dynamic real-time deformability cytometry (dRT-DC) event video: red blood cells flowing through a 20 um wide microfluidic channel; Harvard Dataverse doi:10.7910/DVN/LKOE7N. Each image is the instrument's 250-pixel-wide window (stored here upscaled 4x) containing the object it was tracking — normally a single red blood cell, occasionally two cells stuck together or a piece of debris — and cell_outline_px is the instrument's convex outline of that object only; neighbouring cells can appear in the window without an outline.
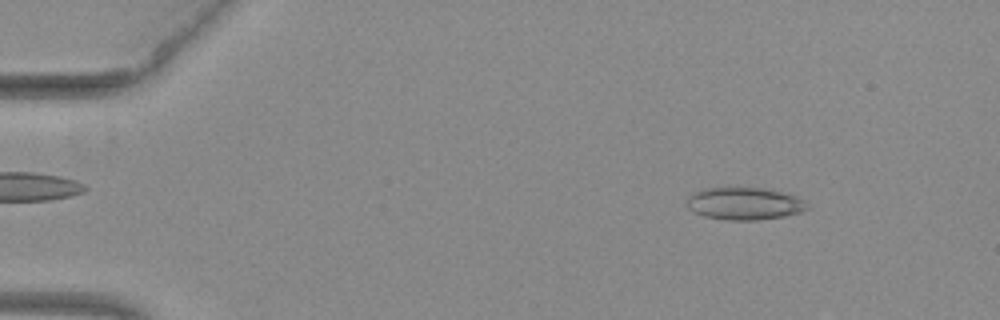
{"species": "common noctule bat (a hibernating species)", "species_latin": "Nyctalus noctula", "temperature_condition": "warm", "stored_images_in_passage": 14, "camera_frame_rate_fps": 3000, "um_per_image_px": 0.085, "animal": {"sex": "female", "body_mass_g": 29.2, "forearm_length_mm": 56.3}, "frame": {"image": 1, "passage_image": 7, "time_ms": 2.0, "image_size_px": [1000, 320], "cell_outline_px": [[808, 208], [800, 212], [784, 216], [756, 220], [728, 220], [704, 216], [692, 212], [688, 208], [688, 196], [704, 188], [764, 188], [796, 196], [804, 200], [808, 204]], "centroid_in_image_um": [63.27, 17.31], "position_along_channel_um": 21.7, "area_um2": 22.54}}